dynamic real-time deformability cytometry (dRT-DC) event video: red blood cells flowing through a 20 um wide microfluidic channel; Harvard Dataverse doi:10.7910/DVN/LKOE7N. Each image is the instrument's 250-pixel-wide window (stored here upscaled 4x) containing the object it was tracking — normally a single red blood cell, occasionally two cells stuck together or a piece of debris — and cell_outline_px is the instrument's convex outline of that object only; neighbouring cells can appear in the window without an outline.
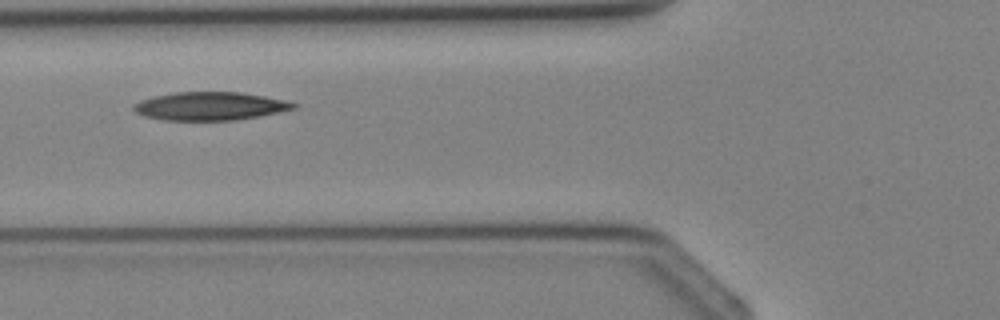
{"species": "Egyptian fruit bat (a non-hibernating species)", "species_latin": "Rousettus aegyptiacus", "temperature_condition": "cold", "stored_images_in_passage": 3, "camera_frame_rate_fps": 3000, "um_per_image_px": 0.085, "animal": {"sex": "female"}, "frame": {"image": 1, "passage_image": 3, "time_ms": 2.667, "image_size_px": [1000, 320], "cell_outline_px": [[300, 104], [296, 108], [236, 120], [164, 120], [144, 116], [136, 112], [132, 108], [132, 104], [140, 100], [152, 96], [176, 92], [240, 92], [292, 100]], "centroid_in_image_um": [17.87, 9.01], "position_along_channel_um": 107.9, "area_um2": 26.53}}